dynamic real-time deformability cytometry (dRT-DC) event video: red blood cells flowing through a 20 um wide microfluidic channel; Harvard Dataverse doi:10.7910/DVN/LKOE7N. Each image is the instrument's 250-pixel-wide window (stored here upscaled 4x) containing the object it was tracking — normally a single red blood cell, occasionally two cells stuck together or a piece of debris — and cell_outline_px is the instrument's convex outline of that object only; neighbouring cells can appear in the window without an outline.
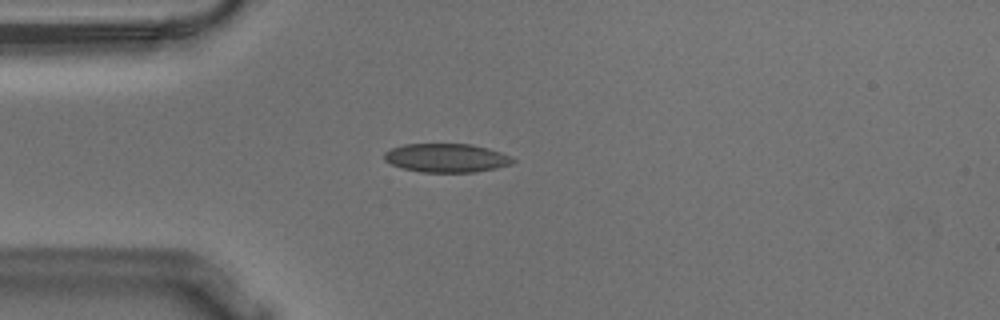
{"species": "Egyptian fruit bat (a non-hibernating species)", "species_latin": "Rousettus aegyptiacus", "temperature_condition": "warm", "stored_images_in_passage": 42, "camera_frame_rate_fps": 3000, "um_per_image_px": 0.085, "animal": {"sex": "male"}, "frame": {"image": 1, "passage_image": 1, "time_ms": 0.0, "image_size_px": [1000, 320], "cell_outline_px": [[516, 160], [512, 164], [496, 168], [476, 172], [420, 172], [404, 168], [392, 164], [384, 160], [384, 152], [392, 148], [404, 144], [472, 144], [488, 148], [500, 152]], "centroid_in_image_um": [37.95, 13.42], "position_along_channel_um": 47.1, "area_um2": 21.44}}
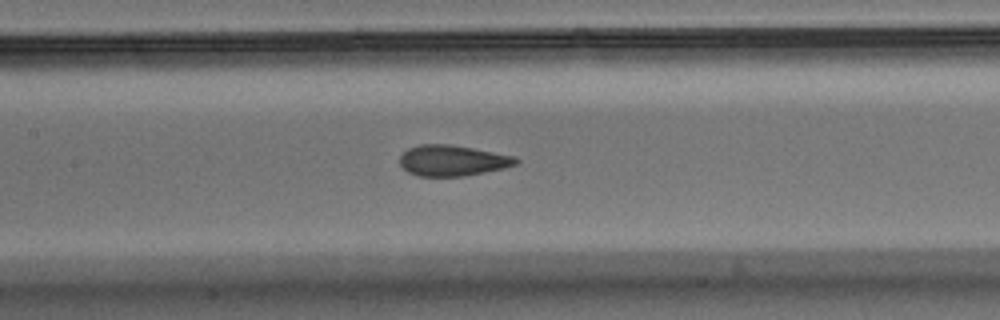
{"frame": {"image": 2, "passage_image": 12, "time_ms": 3.667, "image_size_px": [1000, 320], "cell_outline_px": [[520, 160], [516, 164], [504, 168], [464, 176], [420, 176], [408, 172], [400, 164], [400, 156], [408, 148], [420, 144], [448, 144], [472, 148], [516, 156]], "centroid_in_image_um": [38.47, 13.64], "position_along_channel_um": 168.9, "area_um2": 20.75}}
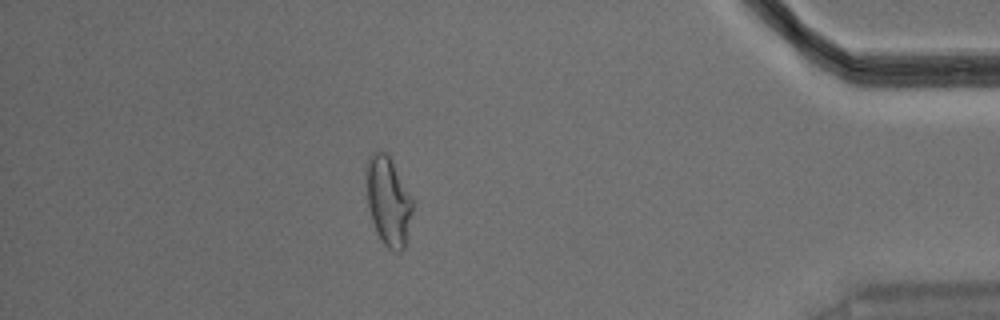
{"frame": {"image": 3, "passage_image": 35, "time_ms": 11.333, "image_size_px": [1000, 320], "cell_outline_px": [[412, 212], [404, 248], [400, 252], [396, 252], [388, 248], [384, 244], [376, 232], [368, 208], [364, 168], [368, 156], [372, 152], [388, 152], [412, 196]], "centroid_in_image_um": [32.97, 17.03], "position_along_channel_um": 402.2, "area_um2": 24.39}, "authors_computed_cell_mechanics": {"area_um2": 21.5305, "velocity_mm_per_s": 3.6292, "shape_relaxation_time_tau1_ms": null, "shape_relaxation_time_tau2_ms": 0.9811, "deformation_change_tau1": null, "deformation_change_tau2": 0.0793}}